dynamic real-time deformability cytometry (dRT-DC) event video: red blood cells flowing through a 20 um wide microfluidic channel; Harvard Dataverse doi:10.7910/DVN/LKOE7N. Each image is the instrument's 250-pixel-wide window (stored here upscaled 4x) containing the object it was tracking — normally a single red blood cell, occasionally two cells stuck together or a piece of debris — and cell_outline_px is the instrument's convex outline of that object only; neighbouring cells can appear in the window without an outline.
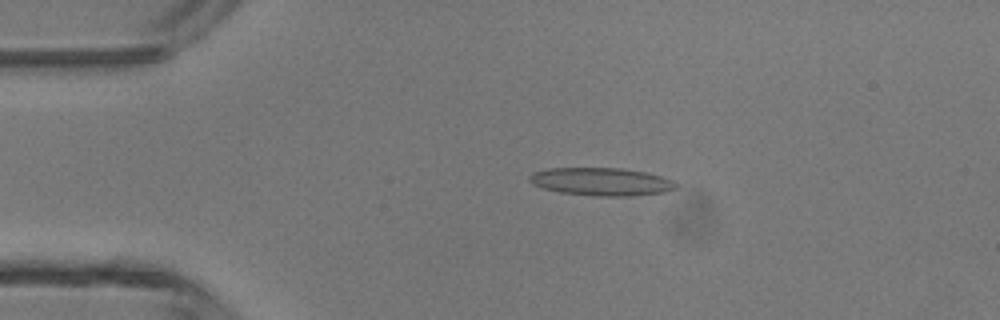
{"species": "common noctule bat (a hibernating species)", "species_latin": "Nyctalus noctula", "temperature_condition": "room temperature", "stored_images_in_passage": 45, "camera_frame_rate_fps": 3000, "um_per_image_px": 0.085, "animal": {"sex": "male", "body_mass_g": 13.3}, "frame": {"image": 1, "passage_image": 8, "time_ms": 2.333, "image_size_px": [1000, 320], "cell_outline_px": [[676, 188], [664, 192], [632, 196], [592, 196], [560, 192], [544, 188], [532, 184], [528, 180], [528, 176], [532, 172], [548, 168], [624, 168], [644, 172], [660, 176], [672, 180], [676, 184]], "centroid_in_image_um": [51.07, 15.44], "position_along_channel_um": 33.9, "area_um2": 23.87}}
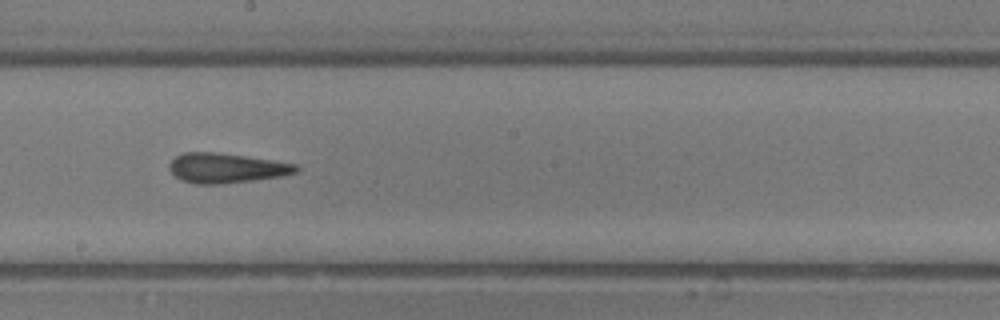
{"frame": {"image": 2, "passage_image": 24, "time_ms": 7.667, "image_size_px": [1000, 320], "cell_outline_px": [[300, 168], [296, 172], [280, 176], [252, 180], [220, 184], [196, 184], [180, 180], [168, 168], [168, 164], [176, 156], [184, 152], [216, 152], [272, 160], [296, 164]], "centroid_in_image_um": [19.19, 14.28], "position_along_channel_um": 229.0, "area_um2": 21.85}}
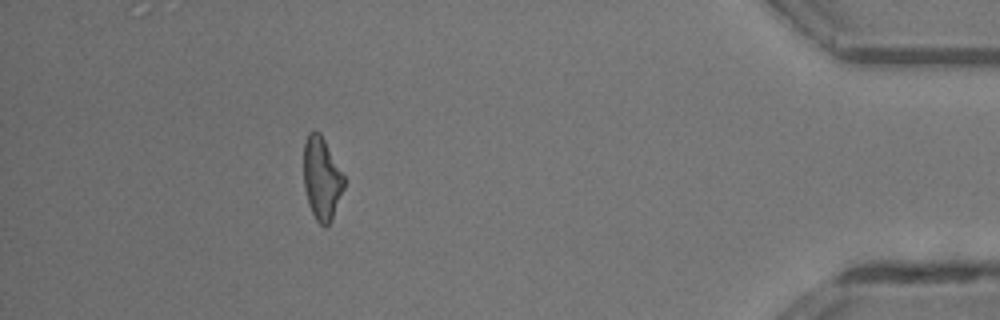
{"frame": {"image": 3, "passage_image": 40, "time_ms": 13.0, "image_size_px": [1000, 320], "cell_outline_px": [[344, 188], [332, 220], [324, 228], [316, 220], [308, 204], [304, 188], [304, 144], [308, 132], [320, 132], [344, 176]], "centroid_in_image_um": [27.34, 15.2], "position_along_channel_um": 407.9, "area_um2": 19.36}, "authors_computed_cell_mechanics": {"area_um2": 21.3282, "velocity_mm_per_s": 4.4144, "shape_relaxation_time_tau1_ms": null, "shape_relaxation_time_tau2_ms": 5.3197, "deformation_change_tau1": null, "deformation_change_tau2": 0.2072}}